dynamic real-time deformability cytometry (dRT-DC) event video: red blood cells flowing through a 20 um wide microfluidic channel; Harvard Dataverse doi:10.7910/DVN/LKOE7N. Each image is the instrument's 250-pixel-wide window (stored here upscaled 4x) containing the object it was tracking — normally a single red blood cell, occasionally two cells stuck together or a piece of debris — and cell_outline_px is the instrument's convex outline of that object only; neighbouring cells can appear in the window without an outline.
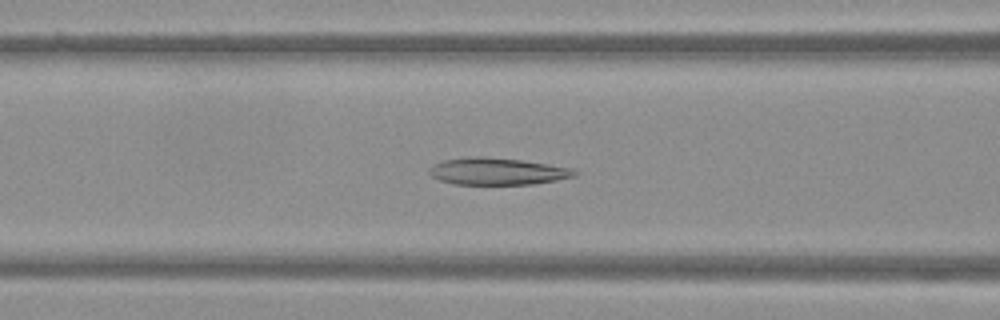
{"species": "Egyptian fruit bat (a non-hibernating species)", "species_latin": "Rousettus aegyptiacus", "temperature_condition": "warm", "stored_images_in_passage": 51, "camera_frame_rate_fps": 3000, "um_per_image_px": 0.085, "frame": {"image": 1, "passage_image": 21, "time_ms": 6.667, "image_size_px": [1000, 320], "cell_outline_px": [[580, 172], [576, 176], [556, 180], [532, 184], [456, 184], [440, 180], [432, 176], [428, 172], [428, 168], [432, 164], [444, 160], [464, 156], [484, 156], [520, 160], [548, 164], [572, 168]], "centroid_in_image_um": [42.25, 14.55], "position_along_channel_um": 124.3, "area_um2": 23.0}}
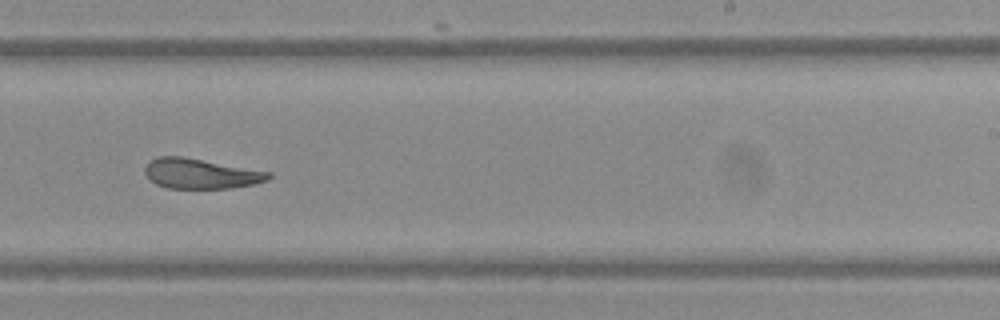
{"frame": {"image": 2, "passage_image": 32, "time_ms": 10.333, "image_size_px": [1000, 320], "cell_outline_px": [[272, 176], [268, 180], [252, 184], [228, 188], [168, 188], [156, 184], [144, 172], [144, 168], [156, 156], [184, 156], [272, 172]], "centroid_in_image_um": [17.08, 14.74], "position_along_channel_um": 271.9, "area_um2": 21.62}}
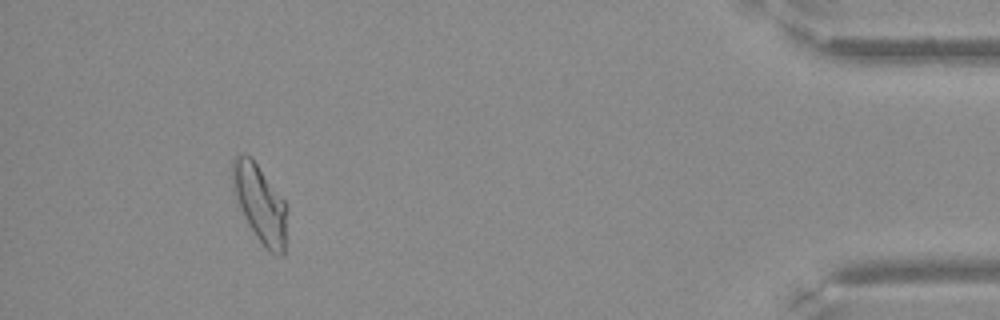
{"frame": {"image": 3, "passage_image": 47, "time_ms": 15.333, "image_size_px": [1000, 320], "cell_outline_px": [[284, 256], [276, 256], [256, 236], [244, 216], [240, 208], [232, 188], [232, 160], [236, 156], [244, 152], [252, 156], [284, 200]], "centroid_in_image_um": [22.04, 17.2], "position_along_channel_um": 413.2, "area_um2": 23.99}}